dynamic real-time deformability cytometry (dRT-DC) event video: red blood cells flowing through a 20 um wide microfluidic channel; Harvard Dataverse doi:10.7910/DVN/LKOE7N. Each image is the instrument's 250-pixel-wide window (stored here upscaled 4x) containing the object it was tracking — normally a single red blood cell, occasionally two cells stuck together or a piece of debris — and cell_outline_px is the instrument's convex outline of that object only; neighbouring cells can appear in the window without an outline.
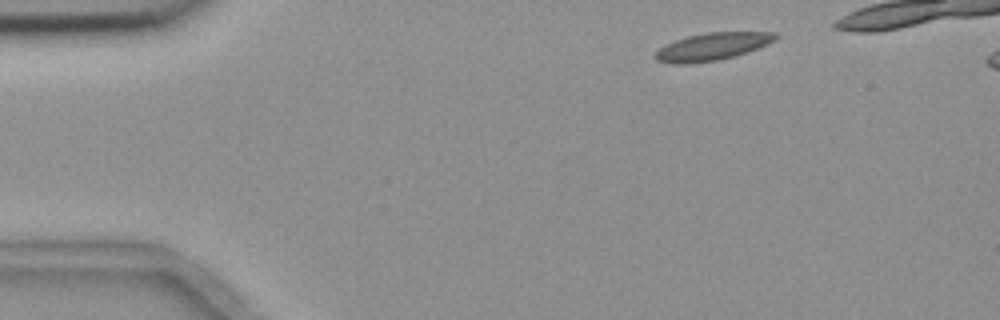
{"species": "common noctule bat (a hibernating species)", "species_latin": "Nyctalus noctula", "temperature_condition": "room temperature", "stored_images_in_passage": 4, "camera_frame_rate_fps": 3000, "um_per_image_px": 0.085, "animal": {"sex": "female", "body_mass_g": 18.4}, "frame": {"image": 1, "passage_image": 1, "time_ms": 0.0, "image_size_px": [1000, 320], "cell_outline_px": [[780, 36], [776, 40], [768, 44], [732, 56], [716, 60], [684, 64], [676, 64], [656, 60], [652, 56], [660, 48], [676, 40], [688, 36], [708, 32], [776, 32]], "centroid_in_image_um": [60.55, 3.95], "position_along_channel_um": 24.4, "area_um2": 18.9}}